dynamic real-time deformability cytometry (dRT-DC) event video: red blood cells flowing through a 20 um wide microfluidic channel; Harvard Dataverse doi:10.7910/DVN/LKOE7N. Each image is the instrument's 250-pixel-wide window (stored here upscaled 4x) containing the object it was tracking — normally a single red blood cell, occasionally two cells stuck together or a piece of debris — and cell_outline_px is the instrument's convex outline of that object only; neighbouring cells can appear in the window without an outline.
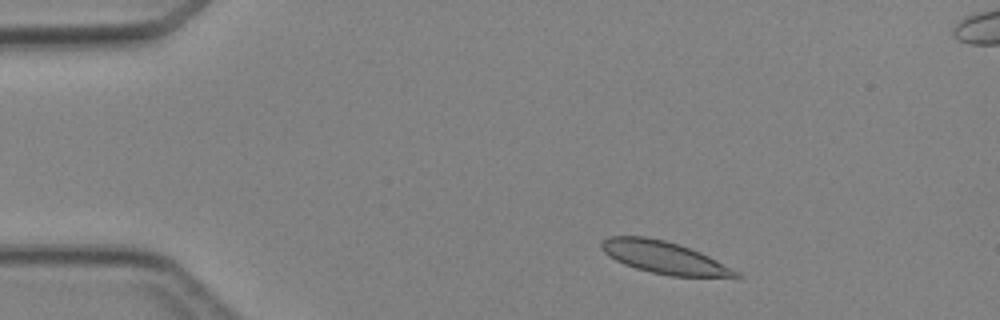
{"species": "Egyptian fruit bat (a non-hibernating species)", "species_latin": "Rousettus aegyptiacus", "temperature_condition": "cold", "stored_images_in_passage": 3, "camera_frame_rate_fps": 3000, "um_per_image_px": 0.085, "animal": {"sex": "female"}, "frame": {"image": 1, "passage_image": 1, "time_ms": 0.0, "image_size_px": [1000, 320], "cell_outline_px": [[744, 276], [736, 280], [672, 276], [652, 272], [636, 268], [624, 264], [608, 256], [600, 248], [600, 240], [608, 236], [644, 236], [664, 240], [700, 252], [740, 272]], "centroid_in_image_um": [56.55, 21.93], "position_along_channel_um": 28.4, "area_um2": 25.95}}